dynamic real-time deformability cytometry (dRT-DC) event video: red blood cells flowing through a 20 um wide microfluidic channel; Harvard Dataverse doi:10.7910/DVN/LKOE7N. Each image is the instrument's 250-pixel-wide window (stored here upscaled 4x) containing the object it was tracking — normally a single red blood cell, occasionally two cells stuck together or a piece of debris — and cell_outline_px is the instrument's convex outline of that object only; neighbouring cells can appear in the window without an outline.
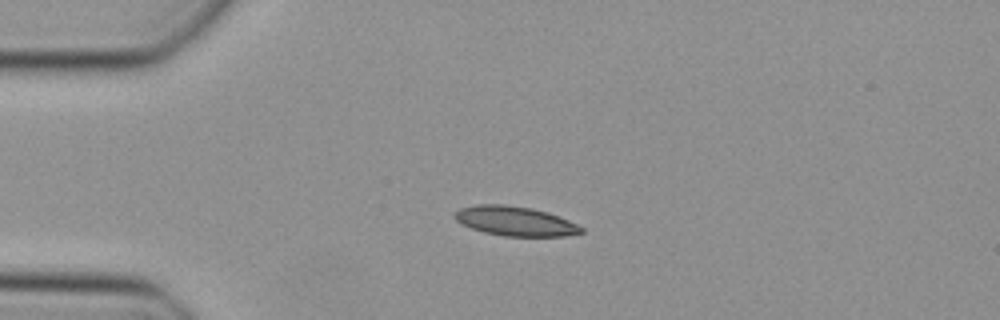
{"species": "Egyptian fruit bat (a non-hibernating species)", "species_latin": "Rousettus aegyptiacus", "temperature_condition": "cold", "stored_images_in_passage": 33, "camera_frame_rate_fps": 3000, "um_per_image_px": 0.085, "animal": {"sex": "female"}, "frame": {"image": 1, "passage_image": 1, "time_ms": 0.0, "image_size_px": [1000, 320], "cell_outline_px": [[584, 232], [564, 236], [504, 236], [484, 232], [472, 228], [456, 220], [452, 216], [460, 208], [476, 204], [504, 204], [532, 208], [548, 212], [568, 220], [584, 228]], "centroid_in_image_um": [43.79, 18.79], "position_along_channel_um": 41.2, "area_um2": 21.68}}
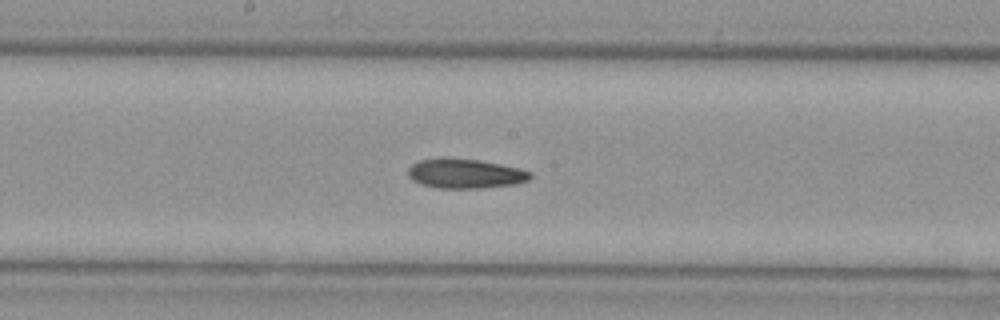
{"frame": {"image": 2, "passage_image": 15, "time_ms": 4.667, "image_size_px": [1000, 320], "cell_outline_px": [[532, 176], [528, 180], [512, 184], [476, 188], [440, 188], [420, 184], [412, 180], [408, 176], [408, 168], [412, 164], [420, 160], [440, 156], [448, 156], [480, 160], [520, 168], [532, 172]], "centroid_in_image_um": [39.49, 14.72], "position_along_channel_um": 208.7, "area_um2": 21.33}}
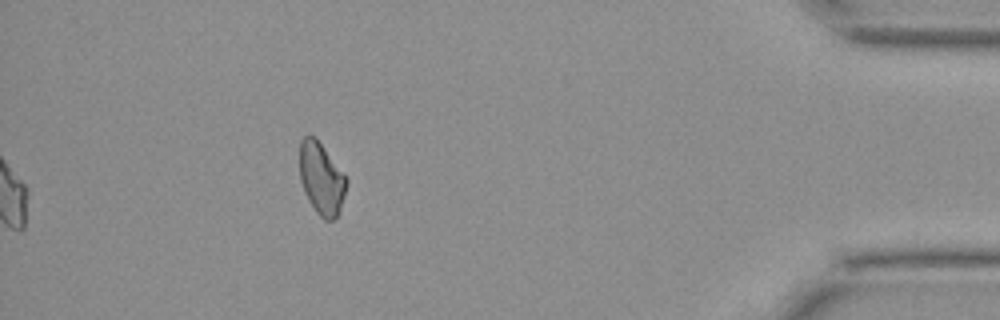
{"frame": {"image": 3, "passage_image": 33, "time_ms": 10.667, "image_size_px": [1000, 320], "cell_outline_px": [[348, 180], [340, 212], [332, 220], [324, 220], [316, 212], [308, 200], [304, 192], [300, 180], [300, 140], [304, 136], [316, 136]], "centroid_in_image_um": [27.31, 15.18], "position_along_channel_um": 407.9, "area_um2": 19.65}}